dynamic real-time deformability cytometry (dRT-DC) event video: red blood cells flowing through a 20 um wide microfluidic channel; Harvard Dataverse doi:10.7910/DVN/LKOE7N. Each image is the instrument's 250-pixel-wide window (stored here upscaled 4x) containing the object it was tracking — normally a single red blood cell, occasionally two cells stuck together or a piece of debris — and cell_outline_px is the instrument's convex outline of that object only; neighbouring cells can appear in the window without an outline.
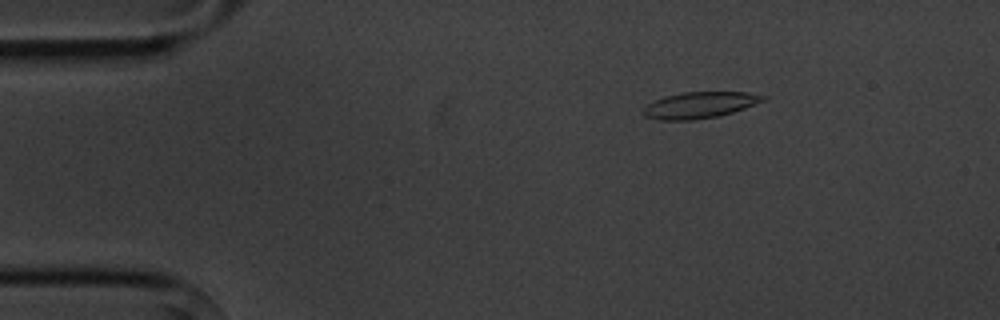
{"species": "common noctule bat (a hibernating species)", "species_latin": "Nyctalus noctula", "temperature_condition": "cold", "stored_images_in_passage": 4, "camera_frame_rate_fps": 3000, "um_per_image_px": 0.085, "animal": {"sex": "male", "body_mass_g": 20.1, "forearm_length_mm": 53.5}, "frame": {"image": 1, "passage_image": 3, "time_ms": 2.333, "image_size_px": [1000, 320], "cell_outline_px": [[768, 96], [764, 100], [744, 108], [720, 116], [692, 120], [660, 120], [644, 116], [640, 112], [648, 104], [664, 96], [684, 92], [748, 92]], "centroid_in_image_um": [59.45, 8.93], "position_along_channel_um": 25.5, "area_um2": 18.32}}